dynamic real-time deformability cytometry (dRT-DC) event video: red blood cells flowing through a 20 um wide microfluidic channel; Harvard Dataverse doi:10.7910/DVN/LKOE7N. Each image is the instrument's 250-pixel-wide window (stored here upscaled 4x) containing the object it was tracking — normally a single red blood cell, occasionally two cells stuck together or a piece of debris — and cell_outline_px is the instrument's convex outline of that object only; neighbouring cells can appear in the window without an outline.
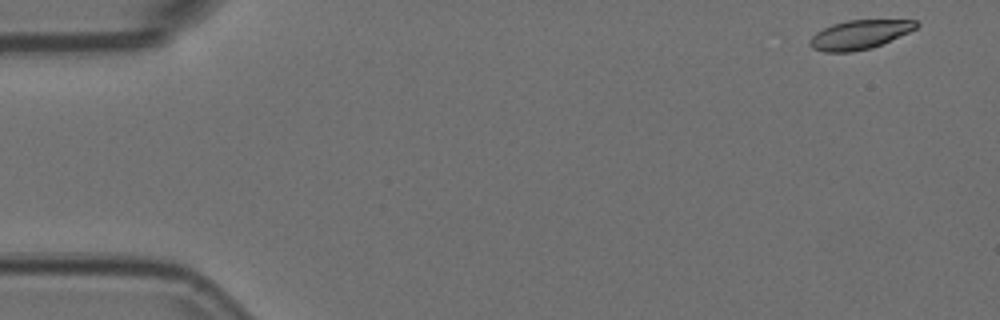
{"species": "Egyptian fruit bat (a non-hibernating species)", "species_latin": "Rousettus aegyptiacus", "temperature_condition": "room temperature", "stored_images_in_passage": 6, "camera_frame_rate_fps": 3000, "um_per_image_px": 0.085, "animal": {"sex": "female"}, "frame": {"image": 1, "passage_image": 1, "time_ms": 0.0, "image_size_px": [1000, 320], "cell_outline_px": [[920, 24], [916, 28], [908, 32], [872, 48], [852, 52], [824, 52], [812, 48], [808, 44], [812, 36], [816, 32], [832, 24], [848, 20], [916, 20]], "centroid_in_image_um": [73.04, 2.95], "position_along_channel_um": 12.0, "area_um2": 17.92}}
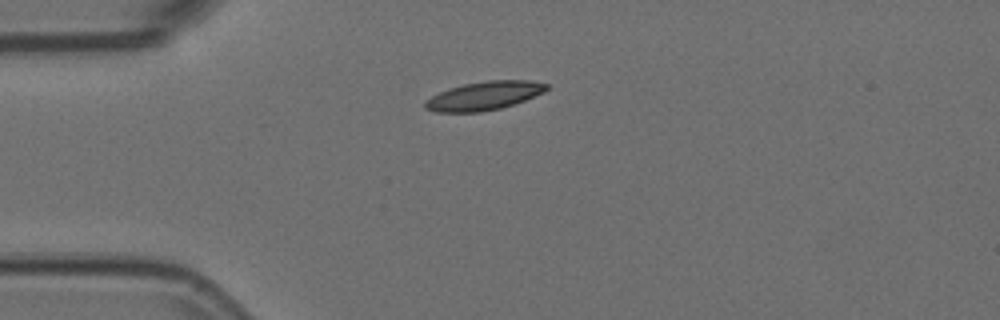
{"frame": {"image": 2, "passage_image": 4, "time_ms": 1.0, "image_size_px": [1000, 320], "cell_outline_px": [[548, 88], [544, 92], [524, 100], [500, 108], [480, 112], [436, 112], [424, 108], [424, 104], [432, 96], [448, 88], [464, 84], [488, 80], [532, 80], [548, 84]], "centroid_in_image_um": [41.16, 8.13], "position_along_channel_um": 43.8, "area_um2": 20.06}}
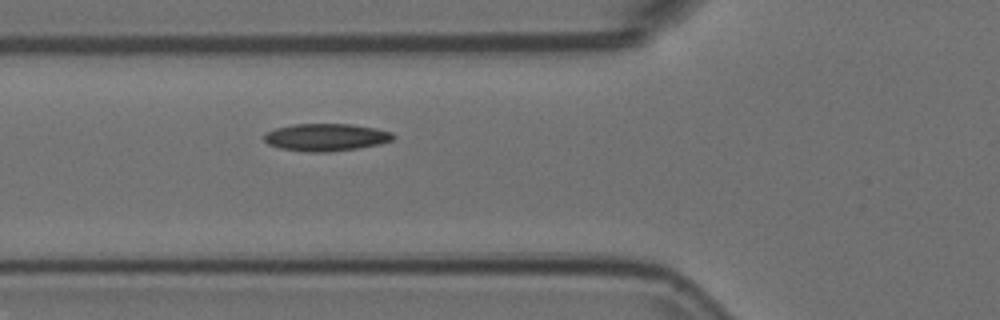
{"frame": {"image": 3, "passage_image": 6, "time_ms": 1.667, "image_size_px": [1000, 320], "cell_outline_px": [[396, 136], [392, 140], [380, 144], [356, 148], [328, 152], [308, 152], [280, 148], [268, 144], [264, 140], [264, 132], [276, 128], [292, 124], [352, 124], [376, 128], [392, 132]], "centroid_in_image_um": [27.7, 11.66], "position_along_channel_um": 98.1, "area_um2": 20.69}}